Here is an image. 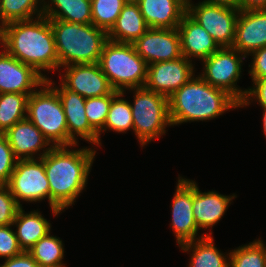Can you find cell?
Returning a JSON list of instances; mask_svg holds the SVG:
<instances>
[{
	"label": "cell",
	"instance_id": "cell-1",
	"mask_svg": "<svg viewBox=\"0 0 266 267\" xmlns=\"http://www.w3.org/2000/svg\"><path fill=\"white\" fill-rule=\"evenodd\" d=\"M68 148L52 147L41 158L50 187V208L55 216L72 206L84 190L96 153L93 148Z\"/></svg>",
	"mask_w": 266,
	"mask_h": 267
},
{
	"label": "cell",
	"instance_id": "cell-2",
	"mask_svg": "<svg viewBox=\"0 0 266 267\" xmlns=\"http://www.w3.org/2000/svg\"><path fill=\"white\" fill-rule=\"evenodd\" d=\"M0 44L7 53L31 66L45 80L42 71L61 70L50 20L42 15L35 20L15 21L1 29Z\"/></svg>",
	"mask_w": 266,
	"mask_h": 267
},
{
	"label": "cell",
	"instance_id": "cell-3",
	"mask_svg": "<svg viewBox=\"0 0 266 267\" xmlns=\"http://www.w3.org/2000/svg\"><path fill=\"white\" fill-rule=\"evenodd\" d=\"M172 125L215 119L240 103L227 91L209 85L200 75L194 76L169 98Z\"/></svg>",
	"mask_w": 266,
	"mask_h": 267
},
{
	"label": "cell",
	"instance_id": "cell-4",
	"mask_svg": "<svg viewBox=\"0 0 266 267\" xmlns=\"http://www.w3.org/2000/svg\"><path fill=\"white\" fill-rule=\"evenodd\" d=\"M49 20L54 33L59 67L99 62L108 41V34L104 29L93 24Z\"/></svg>",
	"mask_w": 266,
	"mask_h": 267
},
{
	"label": "cell",
	"instance_id": "cell-5",
	"mask_svg": "<svg viewBox=\"0 0 266 267\" xmlns=\"http://www.w3.org/2000/svg\"><path fill=\"white\" fill-rule=\"evenodd\" d=\"M98 64L115 91L126 93L125 89L145 86L148 64L132 43L108 40Z\"/></svg>",
	"mask_w": 266,
	"mask_h": 267
},
{
	"label": "cell",
	"instance_id": "cell-6",
	"mask_svg": "<svg viewBox=\"0 0 266 267\" xmlns=\"http://www.w3.org/2000/svg\"><path fill=\"white\" fill-rule=\"evenodd\" d=\"M40 87L28 96L27 118L53 147L68 146L67 121L58 93L46 81Z\"/></svg>",
	"mask_w": 266,
	"mask_h": 267
},
{
	"label": "cell",
	"instance_id": "cell-7",
	"mask_svg": "<svg viewBox=\"0 0 266 267\" xmlns=\"http://www.w3.org/2000/svg\"><path fill=\"white\" fill-rule=\"evenodd\" d=\"M134 91L131 105L133 132L143 146L166 133V126H172L167 97L144 87L128 89Z\"/></svg>",
	"mask_w": 266,
	"mask_h": 267
},
{
	"label": "cell",
	"instance_id": "cell-8",
	"mask_svg": "<svg viewBox=\"0 0 266 267\" xmlns=\"http://www.w3.org/2000/svg\"><path fill=\"white\" fill-rule=\"evenodd\" d=\"M243 58L246 56L233 47H220L203 60L204 70L200 76L209 85L227 91L241 104L248 90L243 91L236 86L241 77Z\"/></svg>",
	"mask_w": 266,
	"mask_h": 267
},
{
	"label": "cell",
	"instance_id": "cell-9",
	"mask_svg": "<svg viewBox=\"0 0 266 267\" xmlns=\"http://www.w3.org/2000/svg\"><path fill=\"white\" fill-rule=\"evenodd\" d=\"M6 186L20 207V200L34 203L46 198L50 206V187L41 158L17 160Z\"/></svg>",
	"mask_w": 266,
	"mask_h": 267
},
{
	"label": "cell",
	"instance_id": "cell-10",
	"mask_svg": "<svg viewBox=\"0 0 266 267\" xmlns=\"http://www.w3.org/2000/svg\"><path fill=\"white\" fill-rule=\"evenodd\" d=\"M187 0V13L198 22L220 47H232L240 9Z\"/></svg>",
	"mask_w": 266,
	"mask_h": 267
},
{
	"label": "cell",
	"instance_id": "cell-11",
	"mask_svg": "<svg viewBox=\"0 0 266 267\" xmlns=\"http://www.w3.org/2000/svg\"><path fill=\"white\" fill-rule=\"evenodd\" d=\"M57 93L62 103L67 121L68 147L77 145V136L88 143L99 145V134L90 126L85 111L86 99L80 94L70 91L62 84L53 86L51 78L45 80Z\"/></svg>",
	"mask_w": 266,
	"mask_h": 267
},
{
	"label": "cell",
	"instance_id": "cell-12",
	"mask_svg": "<svg viewBox=\"0 0 266 267\" xmlns=\"http://www.w3.org/2000/svg\"><path fill=\"white\" fill-rule=\"evenodd\" d=\"M194 69L192 60L184 56L176 60L150 64L145 87L169 98L195 76Z\"/></svg>",
	"mask_w": 266,
	"mask_h": 267
},
{
	"label": "cell",
	"instance_id": "cell-13",
	"mask_svg": "<svg viewBox=\"0 0 266 267\" xmlns=\"http://www.w3.org/2000/svg\"><path fill=\"white\" fill-rule=\"evenodd\" d=\"M175 195L172 200L171 227L176 236L178 246L205 236L197 238L199 228L195 222L192 210L193 204V180L178 177Z\"/></svg>",
	"mask_w": 266,
	"mask_h": 267
},
{
	"label": "cell",
	"instance_id": "cell-14",
	"mask_svg": "<svg viewBox=\"0 0 266 267\" xmlns=\"http://www.w3.org/2000/svg\"><path fill=\"white\" fill-rule=\"evenodd\" d=\"M132 44L136 52L148 65L182 57L180 36L177 28H149Z\"/></svg>",
	"mask_w": 266,
	"mask_h": 267
},
{
	"label": "cell",
	"instance_id": "cell-15",
	"mask_svg": "<svg viewBox=\"0 0 266 267\" xmlns=\"http://www.w3.org/2000/svg\"><path fill=\"white\" fill-rule=\"evenodd\" d=\"M61 84L85 99L112 94L115 90L98 63L67 65ZM64 77V78H63Z\"/></svg>",
	"mask_w": 266,
	"mask_h": 267
},
{
	"label": "cell",
	"instance_id": "cell-16",
	"mask_svg": "<svg viewBox=\"0 0 266 267\" xmlns=\"http://www.w3.org/2000/svg\"><path fill=\"white\" fill-rule=\"evenodd\" d=\"M44 81L31 66L20 62L4 49L0 52V94L12 92L29 96Z\"/></svg>",
	"mask_w": 266,
	"mask_h": 267
},
{
	"label": "cell",
	"instance_id": "cell-17",
	"mask_svg": "<svg viewBox=\"0 0 266 267\" xmlns=\"http://www.w3.org/2000/svg\"><path fill=\"white\" fill-rule=\"evenodd\" d=\"M266 46V9L240 10L233 48L249 56Z\"/></svg>",
	"mask_w": 266,
	"mask_h": 267
},
{
	"label": "cell",
	"instance_id": "cell-18",
	"mask_svg": "<svg viewBox=\"0 0 266 267\" xmlns=\"http://www.w3.org/2000/svg\"><path fill=\"white\" fill-rule=\"evenodd\" d=\"M4 134L17 160L35 159V153L40 150L43 152L38 154V158H42L53 147L28 118L15 123Z\"/></svg>",
	"mask_w": 266,
	"mask_h": 267
},
{
	"label": "cell",
	"instance_id": "cell-19",
	"mask_svg": "<svg viewBox=\"0 0 266 267\" xmlns=\"http://www.w3.org/2000/svg\"><path fill=\"white\" fill-rule=\"evenodd\" d=\"M180 36L181 53L187 59H207L220 46L211 35L196 22L187 12L177 27Z\"/></svg>",
	"mask_w": 266,
	"mask_h": 267
},
{
	"label": "cell",
	"instance_id": "cell-20",
	"mask_svg": "<svg viewBox=\"0 0 266 267\" xmlns=\"http://www.w3.org/2000/svg\"><path fill=\"white\" fill-rule=\"evenodd\" d=\"M236 195H223L215 191L201 192L193 181V216L198 228L209 229L218 223Z\"/></svg>",
	"mask_w": 266,
	"mask_h": 267
},
{
	"label": "cell",
	"instance_id": "cell-21",
	"mask_svg": "<svg viewBox=\"0 0 266 267\" xmlns=\"http://www.w3.org/2000/svg\"><path fill=\"white\" fill-rule=\"evenodd\" d=\"M137 4L149 28L175 29L187 12V0H140Z\"/></svg>",
	"mask_w": 266,
	"mask_h": 267
},
{
	"label": "cell",
	"instance_id": "cell-22",
	"mask_svg": "<svg viewBox=\"0 0 266 267\" xmlns=\"http://www.w3.org/2000/svg\"><path fill=\"white\" fill-rule=\"evenodd\" d=\"M148 29L138 4L126 3L115 24L107 32L108 40L119 43H134Z\"/></svg>",
	"mask_w": 266,
	"mask_h": 267
},
{
	"label": "cell",
	"instance_id": "cell-23",
	"mask_svg": "<svg viewBox=\"0 0 266 267\" xmlns=\"http://www.w3.org/2000/svg\"><path fill=\"white\" fill-rule=\"evenodd\" d=\"M24 212L20 207L12 226L16 225L15 234L20 248L28 251L39 239L50 232L51 224L38 211Z\"/></svg>",
	"mask_w": 266,
	"mask_h": 267
},
{
	"label": "cell",
	"instance_id": "cell-24",
	"mask_svg": "<svg viewBox=\"0 0 266 267\" xmlns=\"http://www.w3.org/2000/svg\"><path fill=\"white\" fill-rule=\"evenodd\" d=\"M43 15L48 19L92 24L91 0H50L45 2Z\"/></svg>",
	"mask_w": 266,
	"mask_h": 267
},
{
	"label": "cell",
	"instance_id": "cell-25",
	"mask_svg": "<svg viewBox=\"0 0 266 267\" xmlns=\"http://www.w3.org/2000/svg\"><path fill=\"white\" fill-rule=\"evenodd\" d=\"M213 241L212 236L208 235L180 245L184 252H192L189 267H229L230 253L223 254Z\"/></svg>",
	"mask_w": 266,
	"mask_h": 267
},
{
	"label": "cell",
	"instance_id": "cell-26",
	"mask_svg": "<svg viewBox=\"0 0 266 267\" xmlns=\"http://www.w3.org/2000/svg\"><path fill=\"white\" fill-rule=\"evenodd\" d=\"M45 2V0H0V36L2 27L8 23L34 19L32 16L35 14L37 17L42 16Z\"/></svg>",
	"mask_w": 266,
	"mask_h": 267
},
{
	"label": "cell",
	"instance_id": "cell-27",
	"mask_svg": "<svg viewBox=\"0 0 266 267\" xmlns=\"http://www.w3.org/2000/svg\"><path fill=\"white\" fill-rule=\"evenodd\" d=\"M40 267H66L62 263L64 246L62 240L50 232L27 251Z\"/></svg>",
	"mask_w": 266,
	"mask_h": 267
},
{
	"label": "cell",
	"instance_id": "cell-28",
	"mask_svg": "<svg viewBox=\"0 0 266 267\" xmlns=\"http://www.w3.org/2000/svg\"><path fill=\"white\" fill-rule=\"evenodd\" d=\"M27 94H0V133H5L15 123L27 118Z\"/></svg>",
	"mask_w": 266,
	"mask_h": 267
},
{
	"label": "cell",
	"instance_id": "cell-29",
	"mask_svg": "<svg viewBox=\"0 0 266 267\" xmlns=\"http://www.w3.org/2000/svg\"><path fill=\"white\" fill-rule=\"evenodd\" d=\"M124 92H118L113 98L107 114L104 128L99 134V146H101V132L107 129L118 133H126L129 129L133 130V118L130 102L122 98Z\"/></svg>",
	"mask_w": 266,
	"mask_h": 267
},
{
	"label": "cell",
	"instance_id": "cell-30",
	"mask_svg": "<svg viewBox=\"0 0 266 267\" xmlns=\"http://www.w3.org/2000/svg\"><path fill=\"white\" fill-rule=\"evenodd\" d=\"M229 267H266V246L262 240L230 251Z\"/></svg>",
	"mask_w": 266,
	"mask_h": 267
},
{
	"label": "cell",
	"instance_id": "cell-31",
	"mask_svg": "<svg viewBox=\"0 0 266 267\" xmlns=\"http://www.w3.org/2000/svg\"><path fill=\"white\" fill-rule=\"evenodd\" d=\"M125 4L124 0H91L92 24L108 32Z\"/></svg>",
	"mask_w": 266,
	"mask_h": 267
},
{
	"label": "cell",
	"instance_id": "cell-32",
	"mask_svg": "<svg viewBox=\"0 0 266 267\" xmlns=\"http://www.w3.org/2000/svg\"><path fill=\"white\" fill-rule=\"evenodd\" d=\"M118 93L114 91L112 94L100 97L87 98L85 102L86 117L90 126L99 133L105 125L107 114L112 102V98Z\"/></svg>",
	"mask_w": 266,
	"mask_h": 267
},
{
	"label": "cell",
	"instance_id": "cell-33",
	"mask_svg": "<svg viewBox=\"0 0 266 267\" xmlns=\"http://www.w3.org/2000/svg\"><path fill=\"white\" fill-rule=\"evenodd\" d=\"M17 159L4 133H0V185H7Z\"/></svg>",
	"mask_w": 266,
	"mask_h": 267
},
{
	"label": "cell",
	"instance_id": "cell-34",
	"mask_svg": "<svg viewBox=\"0 0 266 267\" xmlns=\"http://www.w3.org/2000/svg\"><path fill=\"white\" fill-rule=\"evenodd\" d=\"M20 206L6 185H0V225H11Z\"/></svg>",
	"mask_w": 266,
	"mask_h": 267
},
{
	"label": "cell",
	"instance_id": "cell-35",
	"mask_svg": "<svg viewBox=\"0 0 266 267\" xmlns=\"http://www.w3.org/2000/svg\"><path fill=\"white\" fill-rule=\"evenodd\" d=\"M11 225H0V258L10 259L23 252Z\"/></svg>",
	"mask_w": 266,
	"mask_h": 267
},
{
	"label": "cell",
	"instance_id": "cell-36",
	"mask_svg": "<svg viewBox=\"0 0 266 267\" xmlns=\"http://www.w3.org/2000/svg\"><path fill=\"white\" fill-rule=\"evenodd\" d=\"M252 82L254 85L248 88L245 99L240 104V108L249 106L253 99L257 100L262 108H266V78L252 79Z\"/></svg>",
	"mask_w": 266,
	"mask_h": 267
},
{
	"label": "cell",
	"instance_id": "cell-37",
	"mask_svg": "<svg viewBox=\"0 0 266 267\" xmlns=\"http://www.w3.org/2000/svg\"><path fill=\"white\" fill-rule=\"evenodd\" d=\"M252 57L249 74L252 79L266 78V46L255 50L250 54Z\"/></svg>",
	"mask_w": 266,
	"mask_h": 267
},
{
	"label": "cell",
	"instance_id": "cell-38",
	"mask_svg": "<svg viewBox=\"0 0 266 267\" xmlns=\"http://www.w3.org/2000/svg\"><path fill=\"white\" fill-rule=\"evenodd\" d=\"M0 267H40V265L27 252L23 251L21 254L10 259H5V262Z\"/></svg>",
	"mask_w": 266,
	"mask_h": 267
},
{
	"label": "cell",
	"instance_id": "cell-39",
	"mask_svg": "<svg viewBox=\"0 0 266 267\" xmlns=\"http://www.w3.org/2000/svg\"><path fill=\"white\" fill-rule=\"evenodd\" d=\"M266 9V0H240V10Z\"/></svg>",
	"mask_w": 266,
	"mask_h": 267
},
{
	"label": "cell",
	"instance_id": "cell-40",
	"mask_svg": "<svg viewBox=\"0 0 266 267\" xmlns=\"http://www.w3.org/2000/svg\"><path fill=\"white\" fill-rule=\"evenodd\" d=\"M203 2L240 9V0H204Z\"/></svg>",
	"mask_w": 266,
	"mask_h": 267
},
{
	"label": "cell",
	"instance_id": "cell-41",
	"mask_svg": "<svg viewBox=\"0 0 266 267\" xmlns=\"http://www.w3.org/2000/svg\"><path fill=\"white\" fill-rule=\"evenodd\" d=\"M263 109V132L266 135V108H262Z\"/></svg>",
	"mask_w": 266,
	"mask_h": 267
},
{
	"label": "cell",
	"instance_id": "cell-42",
	"mask_svg": "<svg viewBox=\"0 0 266 267\" xmlns=\"http://www.w3.org/2000/svg\"><path fill=\"white\" fill-rule=\"evenodd\" d=\"M140 0H124L125 3L137 4Z\"/></svg>",
	"mask_w": 266,
	"mask_h": 267
}]
</instances>
